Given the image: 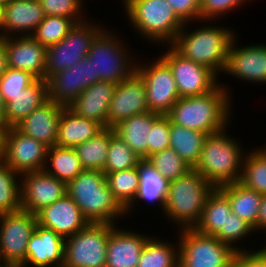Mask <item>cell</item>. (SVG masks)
Returning a JSON list of instances; mask_svg holds the SVG:
<instances>
[{"label":"cell","mask_w":266,"mask_h":267,"mask_svg":"<svg viewBox=\"0 0 266 267\" xmlns=\"http://www.w3.org/2000/svg\"><path fill=\"white\" fill-rule=\"evenodd\" d=\"M44 17L38 0H12L4 8V37L31 36Z\"/></svg>","instance_id":"d4e9b609"},{"label":"cell","mask_w":266,"mask_h":267,"mask_svg":"<svg viewBox=\"0 0 266 267\" xmlns=\"http://www.w3.org/2000/svg\"><path fill=\"white\" fill-rule=\"evenodd\" d=\"M75 25L68 17L45 16L31 36L47 48L64 39Z\"/></svg>","instance_id":"f35d334b"},{"label":"cell","mask_w":266,"mask_h":267,"mask_svg":"<svg viewBox=\"0 0 266 267\" xmlns=\"http://www.w3.org/2000/svg\"><path fill=\"white\" fill-rule=\"evenodd\" d=\"M137 166L139 189L134 201L125 209L126 214L131 213L133 205L139 200L155 202L154 204L157 202L164 210L169 182L147 160H141Z\"/></svg>","instance_id":"f546056e"},{"label":"cell","mask_w":266,"mask_h":267,"mask_svg":"<svg viewBox=\"0 0 266 267\" xmlns=\"http://www.w3.org/2000/svg\"><path fill=\"white\" fill-rule=\"evenodd\" d=\"M218 189L228 198L232 214L239 216L257 232V219L263 194L249 189L239 181Z\"/></svg>","instance_id":"f1b7e54d"},{"label":"cell","mask_w":266,"mask_h":267,"mask_svg":"<svg viewBox=\"0 0 266 267\" xmlns=\"http://www.w3.org/2000/svg\"><path fill=\"white\" fill-rule=\"evenodd\" d=\"M37 224L52 229L64 239L85 228L89 221L74 200L66 194L36 214Z\"/></svg>","instance_id":"d6986e66"},{"label":"cell","mask_w":266,"mask_h":267,"mask_svg":"<svg viewBox=\"0 0 266 267\" xmlns=\"http://www.w3.org/2000/svg\"><path fill=\"white\" fill-rule=\"evenodd\" d=\"M177 230L181 231L178 267H232L237 252L233 247L193 228Z\"/></svg>","instance_id":"ba28073f"},{"label":"cell","mask_w":266,"mask_h":267,"mask_svg":"<svg viewBox=\"0 0 266 267\" xmlns=\"http://www.w3.org/2000/svg\"><path fill=\"white\" fill-rule=\"evenodd\" d=\"M221 85L205 95L179 98L166 115L174 124L207 135L226 129L233 103L229 91Z\"/></svg>","instance_id":"6da1fadb"},{"label":"cell","mask_w":266,"mask_h":267,"mask_svg":"<svg viewBox=\"0 0 266 267\" xmlns=\"http://www.w3.org/2000/svg\"><path fill=\"white\" fill-rule=\"evenodd\" d=\"M44 170L58 180L68 184L84 168L74 148L55 145L48 148Z\"/></svg>","instance_id":"d6a6232c"},{"label":"cell","mask_w":266,"mask_h":267,"mask_svg":"<svg viewBox=\"0 0 266 267\" xmlns=\"http://www.w3.org/2000/svg\"><path fill=\"white\" fill-rule=\"evenodd\" d=\"M247 0H201L200 4V20L212 21L221 17V14L228 13L241 6Z\"/></svg>","instance_id":"bcb514c9"},{"label":"cell","mask_w":266,"mask_h":267,"mask_svg":"<svg viewBox=\"0 0 266 267\" xmlns=\"http://www.w3.org/2000/svg\"><path fill=\"white\" fill-rule=\"evenodd\" d=\"M0 267H20V266L0 265Z\"/></svg>","instance_id":"9f6ffc18"},{"label":"cell","mask_w":266,"mask_h":267,"mask_svg":"<svg viewBox=\"0 0 266 267\" xmlns=\"http://www.w3.org/2000/svg\"><path fill=\"white\" fill-rule=\"evenodd\" d=\"M231 214L228 198L215 188L207 197L199 221L193 229L201 234L214 236L218 231H226V222Z\"/></svg>","instance_id":"4dcf8cb0"},{"label":"cell","mask_w":266,"mask_h":267,"mask_svg":"<svg viewBox=\"0 0 266 267\" xmlns=\"http://www.w3.org/2000/svg\"><path fill=\"white\" fill-rule=\"evenodd\" d=\"M215 187L195 169L169 182L165 201V217L179 229L193 228L199 221L207 197Z\"/></svg>","instance_id":"5b68a950"},{"label":"cell","mask_w":266,"mask_h":267,"mask_svg":"<svg viewBox=\"0 0 266 267\" xmlns=\"http://www.w3.org/2000/svg\"><path fill=\"white\" fill-rule=\"evenodd\" d=\"M158 114L148 111L131 116L114 127L115 133L135 152L142 160L148 158V143L153 119Z\"/></svg>","instance_id":"83f0119b"},{"label":"cell","mask_w":266,"mask_h":267,"mask_svg":"<svg viewBox=\"0 0 266 267\" xmlns=\"http://www.w3.org/2000/svg\"><path fill=\"white\" fill-rule=\"evenodd\" d=\"M92 23H77L64 39L47 47L45 81L87 57L94 39L105 29Z\"/></svg>","instance_id":"30bf717a"},{"label":"cell","mask_w":266,"mask_h":267,"mask_svg":"<svg viewBox=\"0 0 266 267\" xmlns=\"http://www.w3.org/2000/svg\"><path fill=\"white\" fill-rule=\"evenodd\" d=\"M21 209L36 214L67 194V184L45 170L21 174Z\"/></svg>","instance_id":"9a60e30c"},{"label":"cell","mask_w":266,"mask_h":267,"mask_svg":"<svg viewBox=\"0 0 266 267\" xmlns=\"http://www.w3.org/2000/svg\"><path fill=\"white\" fill-rule=\"evenodd\" d=\"M168 182L186 175L190 167L173 149L156 152L146 159Z\"/></svg>","instance_id":"60d3db41"},{"label":"cell","mask_w":266,"mask_h":267,"mask_svg":"<svg viewBox=\"0 0 266 267\" xmlns=\"http://www.w3.org/2000/svg\"><path fill=\"white\" fill-rule=\"evenodd\" d=\"M36 215L25 210L0 215V265L24 266Z\"/></svg>","instance_id":"8fae6325"},{"label":"cell","mask_w":266,"mask_h":267,"mask_svg":"<svg viewBox=\"0 0 266 267\" xmlns=\"http://www.w3.org/2000/svg\"><path fill=\"white\" fill-rule=\"evenodd\" d=\"M105 28L93 41L87 59L100 81L118 84L136 72V60L120 38ZM136 62V63H135Z\"/></svg>","instance_id":"52a82bcc"},{"label":"cell","mask_w":266,"mask_h":267,"mask_svg":"<svg viewBox=\"0 0 266 267\" xmlns=\"http://www.w3.org/2000/svg\"><path fill=\"white\" fill-rule=\"evenodd\" d=\"M104 128L102 124L80 117L68 107H63L58 125L56 146L74 148L90 140Z\"/></svg>","instance_id":"484cf974"},{"label":"cell","mask_w":266,"mask_h":267,"mask_svg":"<svg viewBox=\"0 0 266 267\" xmlns=\"http://www.w3.org/2000/svg\"><path fill=\"white\" fill-rule=\"evenodd\" d=\"M142 159L133 152L130 147L114 133L110 137L106 165L102 172L108 173L126 170L136 167Z\"/></svg>","instance_id":"ab89813d"},{"label":"cell","mask_w":266,"mask_h":267,"mask_svg":"<svg viewBox=\"0 0 266 267\" xmlns=\"http://www.w3.org/2000/svg\"><path fill=\"white\" fill-rule=\"evenodd\" d=\"M0 126L6 129V105L0 93Z\"/></svg>","instance_id":"816d5d0a"},{"label":"cell","mask_w":266,"mask_h":267,"mask_svg":"<svg viewBox=\"0 0 266 267\" xmlns=\"http://www.w3.org/2000/svg\"><path fill=\"white\" fill-rule=\"evenodd\" d=\"M240 183L257 193L266 194V152L259 149L244 155Z\"/></svg>","instance_id":"8d00e7d4"},{"label":"cell","mask_w":266,"mask_h":267,"mask_svg":"<svg viewBox=\"0 0 266 267\" xmlns=\"http://www.w3.org/2000/svg\"><path fill=\"white\" fill-rule=\"evenodd\" d=\"M48 148L16 127H9L4 131L2 161L19 174L44 170Z\"/></svg>","instance_id":"5bb4252c"},{"label":"cell","mask_w":266,"mask_h":267,"mask_svg":"<svg viewBox=\"0 0 266 267\" xmlns=\"http://www.w3.org/2000/svg\"><path fill=\"white\" fill-rule=\"evenodd\" d=\"M62 108V105L48 100L15 127L26 136L43 142L49 147L55 146Z\"/></svg>","instance_id":"603a6c76"},{"label":"cell","mask_w":266,"mask_h":267,"mask_svg":"<svg viewBox=\"0 0 266 267\" xmlns=\"http://www.w3.org/2000/svg\"><path fill=\"white\" fill-rule=\"evenodd\" d=\"M265 230L266 229V194H263L259 212H258V219H257V230Z\"/></svg>","instance_id":"f907efd6"},{"label":"cell","mask_w":266,"mask_h":267,"mask_svg":"<svg viewBox=\"0 0 266 267\" xmlns=\"http://www.w3.org/2000/svg\"><path fill=\"white\" fill-rule=\"evenodd\" d=\"M9 68L5 37L0 36V77Z\"/></svg>","instance_id":"681fc988"},{"label":"cell","mask_w":266,"mask_h":267,"mask_svg":"<svg viewBox=\"0 0 266 267\" xmlns=\"http://www.w3.org/2000/svg\"><path fill=\"white\" fill-rule=\"evenodd\" d=\"M67 194L89 223L116 224L118 217L126 216L125 209L114 198L102 171L84 169L67 184Z\"/></svg>","instance_id":"3957f363"},{"label":"cell","mask_w":266,"mask_h":267,"mask_svg":"<svg viewBox=\"0 0 266 267\" xmlns=\"http://www.w3.org/2000/svg\"><path fill=\"white\" fill-rule=\"evenodd\" d=\"M116 227L108 237L105 267H137L145 243L151 236Z\"/></svg>","instance_id":"7402d4cb"},{"label":"cell","mask_w":266,"mask_h":267,"mask_svg":"<svg viewBox=\"0 0 266 267\" xmlns=\"http://www.w3.org/2000/svg\"><path fill=\"white\" fill-rule=\"evenodd\" d=\"M136 73L143 79L149 111L166 115L179 100L172 70L161 57L149 64H136Z\"/></svg>","instance_id":"7c38bea8"},{"label":"cell","mask_w":266,"mask_h":267,"mask_svg":"<svg viewBox=\"0 0 266 267\" xmlns=\"http://www.w3.org/2000/svg\"><path fill=\"white\" fill-rule=\"evenodd\" d=\"M98 81L100 80L94 76L93 65L87 58H84L72 67L51 75L46 80L48 100L63 107H69L83 90Z\"/></svg>","instance_id":"2e32d148"},{"label":"cell","mask_w":266,"mask_h":267,"mask_svg":"<svg viewBox=\"0 0 266 267\" xmlns=\"http://www.w3.org/2000/svg\"><path fill=\"white\" fill-rule=\"evenodd\" d=\"M226 129L208 134L197 165L193 168L215 188L240 181L243 147Z\"/></svg>","instance_id":"277c9868"},{"label":"cell","mask_w":266,"mask_h":267,"mask_svg":"<svg viewBox=\"0 0 266 267\" xmlns=\"http://www.w3.org/2000/svg\"><path fill=\"white\" fill-rule=\"evenodd\" d=\"M207 134L188 129L171 122L170 149H173L190 167L194 168L200 158Z\"/></svg>","instance_id":"1f68e13d"},{"label":"cell","mask_w":266,"mask_h":267,"mask_svg":"<svg viewBox=\"0 0 266 267\" xmlns=\"http://www.w3.org/2000/svg\"><path fill=\"white\" fill-rule=\"evenodd\" d=\"M150 237L141 252L137 267H178L179 242L176 247L168 241ZM177 249V251H176Z\"/></svg>","instance_id":"e575fe53"},{"label":"cell","mask_w":266,"mask_h":267,"mask_svg":"<svg viewBox=\"0 0 266 267\" xmlns=\"http://www.w3.org/2000/svg\"><path fill=\"white\" fill-rule=\"evenodd\" d=\"M48 101L47 83L44 79H36L22 92L11 97L6 104V128L15 127L35 109Z\"/></svg>","instance_id":"4316f807"},{"label":"cell","mask_w":266,"mask_h":267,"mask_svg":"<svg viewBox=\"0 0 266 267\" xmlns=\"http://www.w3.org/2000/svg\"><path fill=\"white\" fill-rule=\"evenodd\" d=\"M10 1H12V0H0V3L3 4V5H6V4H8Z\"/></svg>","instance_id":"11a10c76"},{"label":"cell","mask_w":266,"mask_h":267,"mask_svg":"<svg viewBox=\"0 0 266 267\" xmlns=\"http://www.w3.org/2000/svg\"><path fill=\"white\" fill-rule=\"evenodd\" d=\"M65 239L52 229L36 224L22 267H63Z\"/></svg>","instance_id":"44dd1931"},{"label":"cell","mask_w":266,"mask_h":267,"mask_svg":"<svg viewBox=\"0 0 266 267\" xmlns=\"http://www.w3.org/2000/svg\"><path fill=\"white\" fill-rule=\"evenodd\" d=\"M117 224L89 223L65 239L63 267H105L108 237Z\"/></svg>","instance_id":"9c48e42d"},{"label":"cell","mask_w":266,"mask_h":267,"mask_svg":"<svg viewBox=\"0 0 266 267\" xmlns=\"http://www.w3.org/2000/svg\"><path fill=\"white\" fill-rule=\"evenodd\" d=\"M177 17L185 24L189 21L200 20L201 0H166Z\"/></svg>","instance_id":"7dc6e473"},{"label":"cell","mask_w":266,"mask_h":267,"mask_svg":"<svg viewBox=\"0 0 266 267\" xmlns=\"http://www.w3.org/2000/svg\"><path fill=\"white\" fill-rule=\"evenodd\" d=\"M4 8L5 5L0 3V36L4 37Z\"/></svg>","instance_id":"f5cc1de1"},{"label":"cell","mask_w":266,"mask_h":267,"mask_svg":"<svg viewBox=\"0 0 266 267\" xmlns=\"http://www.w3.org/2000/svg\"><path fill=\"white\" fill-rule=\"evenodd\" d=\"M9 67L45 80L47 48L32 36L5 37Z\"/></svg>","instance_id":"ffe728a7"},{"label":"cell","mask_w":266,"mask_h":267,"mask_svg":"<svg viewBox=\"0 0 266 267\" xmlns=\"http://www.w3.org/2000/svg\"><path fill=\"white\" fill-rule=\"evenodd\" d=\"M232 267H266V246L258 251H237Z\"/></svg>","instance_id":"c3c4849f"},{"label":"cell","mask_w":266,"mask_h":267,"mask_svg":"<svg viewBox=\"0 0 266 267\" xmlns=\"http://www.w3.org/2000/svg\"><path fill=\"white\" fill-rule=\"evenodd\" d=\"M114 128L105 127L100 133L74 147L84 169L102 171L106 165L110 137Z\"/></svg>","instance_id":"836d02e7"},{"label":"cell","mask_w":266,"mask_h":267,"mask_svg":"<svg viewBox=\"0 0 266 267\" xmlns=\"http://www.w3.org/2000/svg\"><path fill=\"white\" fill-rule=\"evenodd\" d=\"M36 79L37 78L28 71L9 67L0 77V93L5 105L11 101V97L22 92V89L31 85Z\"/></svg>","instance_id":"b9f144b4"},{"label":"cell","mask_w":266,"mask_h":267,"mask_svg":"<svg viewBox=\"0 0 266 267\" xmlns=\"http://www.w3.org/2000/svg\"><path fill=\"white\" fill-rule=\"evenodd\" d=\"M115 87L112 82L98 81L83 90L68 108L80 117L107 127L108 109Z\"/></svg>","instance_id":"cb8c5ba5"},{"label":"cell","mask_w":266,"mask_h":267,"mask_svg":"<svg viewBox=\"0 0 266 267\" xmlns=\"http://www.w3.org/2000/svg\"><path fill=\"white\" fill-rule=\"evenodd\" d=\"M167 47L169 50L161 57L172 70L180 98L205 95L220 84L211 69L184 58L172 46Z\"/></svg>","instance_id":"4fadbf2b"},{"label":"cell","mask_w":266,"mask_h":267,"mask_svg":"<svg viewBox=\"0 0 266 267\" xmlns=\"http://www.w3.org/2000/svg\"><path fill=\"white\" fill-rule=\"evenodd\" d=\"M170 125L171 121L167 115L158 114L153 119L148 143V157L170 148Z\"/></svg>","instance_id":"f6af8a7d"},{"label":"cell","mask_w":266,"mask_h":267,"mask_svg":"<svg viewBox=\"0 0 266 267\" xmlns=\"http://www.w3.org/2000/svg\"><path fill=\"white\" fill-rule=\"evenodd\" d=\"M107 184L114 198L126 209L139 189L138 166L106 174Z\"/></svg>","instance_id":"d590c367"},{"label":"cell","mask_w":266,"mask_h":267,"mask_svg":"<svg viewBox=\"0 0 266 267\" xmlns=\"http://www.w3.org/2000/svg\"><path fill=\"white\" fill-rule=\"evenodd\" d=\"M126 16L142 38L171 45L184 23L166 0H122ZM150 40V41H149Z\"/></svg>","instance_id":"8992f818"},{"label":"cell","mask_w":266,"mask_h":267,"mask_svg":"<svg viewBox=\"0 0 266 267\" xmlns=\"http://www.w3.org/2000/svg\"><path fill=\"white\" fill-rule=\"evenodd\" d=\"M5 128L0 126V161L3 158V137H4Z\"/></svg>","instance_id":"db71d44e"},{"label":"cell","mask_w":266,"mask_h":267,"mask_svg":"<svg viewBox=\"0 0 266 267\" xmlns=\"http://www.w3.org/2000/svg\"><path fill=\"white\" fill-rule=\"evenodd\" d=\"M17 177L21 174L0 161V215L21 209V180Z\"/></svg>","instance_id":"74e56055"},{"label":"cell","mask_w":266,"mask_h":267,"mask_svg":"<svg viewBox=\"0 0 266 267\" xmlns=\"http://www.w3.org/2000/svg\"><path fill=\"white\" fill-rule=\"evenodd\" d=\"M45 16H62L71 18L76 24L86 21L81 15L83 0H38ZM83 17V18H82ZM85 18V19H84Z\"/></svg>","instance_id":"7bdbcfd3"},{"label":"cell","mask_w":266,"mask_h":267,"mask_svg":"<svg viewBox=\"0 0 266 267\" xmlns=\"http://www.w3.org/2000/svg\"><path fill=\"white\" fill-rule=\"evenodd\" d=\"M253 232L254 229L248 223L242 220L239 216L231 214L228 216L226 222V231H218L214 236L222 243H226L233 247L236 251H247V249L238 248L236 246L237 244L234 243H237L238 241L241 242V239L246 238L247 235H250Z\"/></svg>","instance_id":"ee69618b"},{"label":"cell","mask_w":266,"mask_h":267,"mask_svg":"<svg viewBox=\"0 0 266 267\" xmlns=\"http://www.w3.org/2000/svg\"><path fill=\"white\" fill-rule=\"evenodd\" d=\"M232 41L224 72L248 82L266 84V44L238 47Z\"/></svg>","instance_id":"ac0fdd59"},{"label":"cell","mask_w":266,"mask_h":267,"mask_svg":"<svg viewBox=\"0 0 266 267\" xmlns=\"http://www.w3.org/2000/svg\"><path fill=\"white\" fill-rule=\"evenodd\" d=\"M148 111L145 83L135 72L116 84L108 109L107 127L114 128L121 121Z\"/></svg>","instance_id":"e0dca14e"},{"label":"cell","mask_w":266,"mask_h":267,"mask_svg":"<svg viewBox=\"0 0 266 267\" xmlns=\"http://www.w3.org/2000/svg\"><path fill=\"white\" fill-rule=\"evenodd\" d=\"M186 26L188 23L184 24L171 46L184 58L208 67L216 75L224 73L235 32L219 25H204L189 32Z\"/></svg>","instance_id":"7a4b0ae2"}]
</instances>
